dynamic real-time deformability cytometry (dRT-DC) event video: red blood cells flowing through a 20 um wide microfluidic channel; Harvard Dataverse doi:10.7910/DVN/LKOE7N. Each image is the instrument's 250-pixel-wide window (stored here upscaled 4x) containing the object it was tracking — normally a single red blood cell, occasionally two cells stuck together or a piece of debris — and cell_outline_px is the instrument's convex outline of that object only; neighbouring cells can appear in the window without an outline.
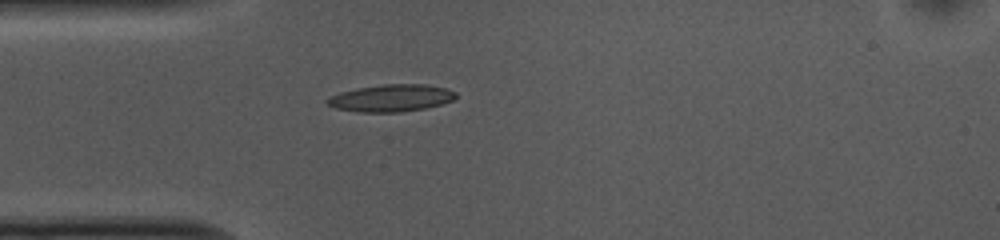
{"species": "common noctule bat (a hibernating species)", "species_latin": "Nyctalus noctula", "temperature_condition": "cold", "stored_images_in_passage": 40, "camera_frame_rate_fps": 3000, "um_per_image_px": 0.085, "animal": {"sex": "female", "body_mass_g": 10.0, "forearm_length_mm": 53.1}, "frame": {"image": 1, "passage_image": 1, "time_ms": 0.0, "image_size_px": [1000, 240], "cell_outline_px": [[456, 96], [452, 100], [440, 104], [424, 108], [400, 112], [356, 112], [336, 108], [328, 104], [324, 100], [340, 92], [356, 88], [384, 84], [424, 84], [444, 88], [456, 92]], "centroid_in_image_um": [33.21, 8.33], "position_along_channel_um": 51.8, "area_um2": 20.17}}
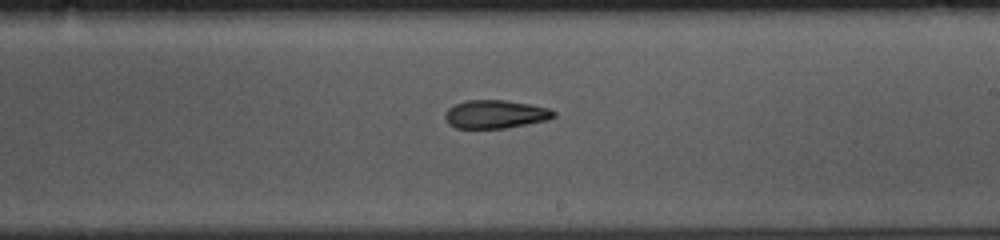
{"frame": {"image": 2, "passage_image": 17, "time_ms": 5.333, "image_size_px": [1000, 240], "cell_outline_px": [[556, 116], [548, 120], [504, 128], [456, 128], [448, 124], [444, 116], [444, 112], [448, 108], [456, 104], [468, 100], [504, 100], [532, 104], [548, 108], [556, 112]], "centroid_in_image_um": [42.11, 9.7], "position_along_channel_um": 246.9, "area_um2": 17.98}}
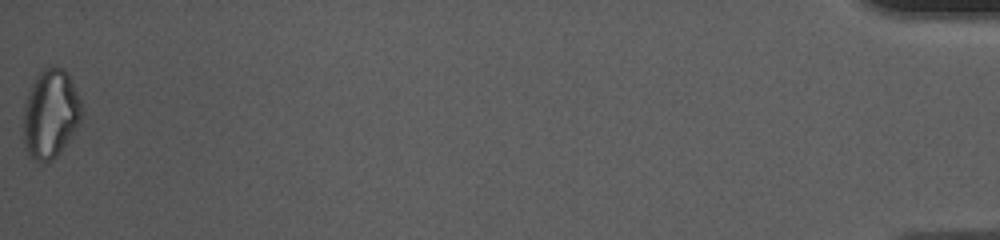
{"frame": {"image": 3, "passage_image": 40, "time_ms": 13.0, "image_size_px": [1000, 240], "cell_outline_px": [[84, 112], [80, 124], [60, 152], [52, 160], [36, 160], [28, 156], [24, 144], [24, 108], [32, 84], [36, 76], [44, 68], [52, 64], [64, 68], [80, 100]], "centroid_in_image_um": [4.31, 9.67], "position_along_channel_um": 430.9, "area_um2": 30.0}, "authors_computed_cell_mechanics": {"area_um2": 19.074, "velocity_mm_per_s": 3.7507, "shape_relaxation_time_tau1_ms": 8.0992, "shape_relaxation_time_tau2_ms": null, "deformation_change_tau1": 0.1994, "deformation_change_tau2": null}}